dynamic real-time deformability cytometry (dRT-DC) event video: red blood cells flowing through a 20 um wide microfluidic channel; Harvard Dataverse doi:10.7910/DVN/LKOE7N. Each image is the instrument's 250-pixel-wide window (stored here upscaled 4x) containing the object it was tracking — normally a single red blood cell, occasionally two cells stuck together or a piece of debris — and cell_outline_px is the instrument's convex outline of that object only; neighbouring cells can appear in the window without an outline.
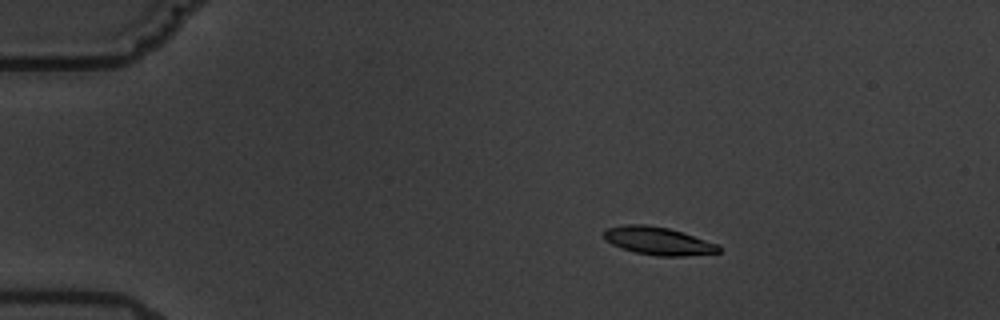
{"species": "common noctule bat (a hibernating species)", "species_latin": "Nyctalus noctula", "temperature_condition": "warm", "stored_images_in_passage": 6, "camera_frame_rate_fps": 3000, "um_per_image_px": 0.085, "animal": {"sex": "male", "body_mass_g": 19.5, "forearm_length_mm": 54.6}, "frame": {"image": 1, "passage_image": 4, "time_ms": 3.667, "image_size_px": [1000, 320], "cell_outline_px": [[720, 252], [684, 256], [656, 256], [636, 252], [620, 248], [604, 240], [604, 232], [608, 228], [624, 224], [644, 224], [668, 228], [720, 244]], "centroid_in_image_um": [55.94, 20.48], "position_along_channel_um": 29.1, "area_um2": 18.67}}